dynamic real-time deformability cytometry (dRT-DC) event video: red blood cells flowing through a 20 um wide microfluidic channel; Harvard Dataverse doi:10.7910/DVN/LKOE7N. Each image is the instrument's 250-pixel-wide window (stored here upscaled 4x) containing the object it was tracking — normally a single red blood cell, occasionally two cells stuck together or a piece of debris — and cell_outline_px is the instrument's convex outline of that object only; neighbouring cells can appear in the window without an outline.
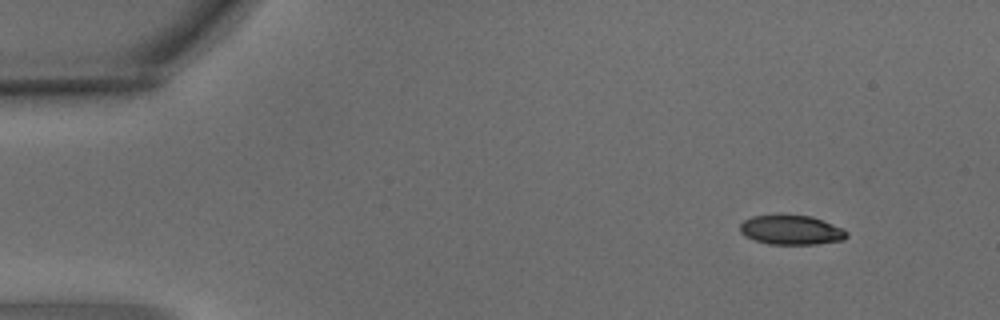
{"species": "common noctule bat (a hibernating species)", "species_latin": "Nyctalus noctula", "temperature_condition": "warm", "stored_images_in_passage": 3, "camera_frame_rate_fps": 3000, "um_per_image_px": 0.085, "animal": {"sex": "male", "body_mass_g": 15.6}, "frame": {"image": 1, "passage_image": 1, "time_ms": 0.0, "image_size_px": [1000, 320], "cell_outline_px": [[848, 236], [844, 240], [816, 244], [768, 244], [744, 236], [740, 232], [740, 224], [744, 220], [752, 216], [812, 216], [832, 224], [848, 232]], "centroid_in_image_um": [67.25, 19.57], "position_along_channel_um": 17.7, "area_um2": 18.03}}
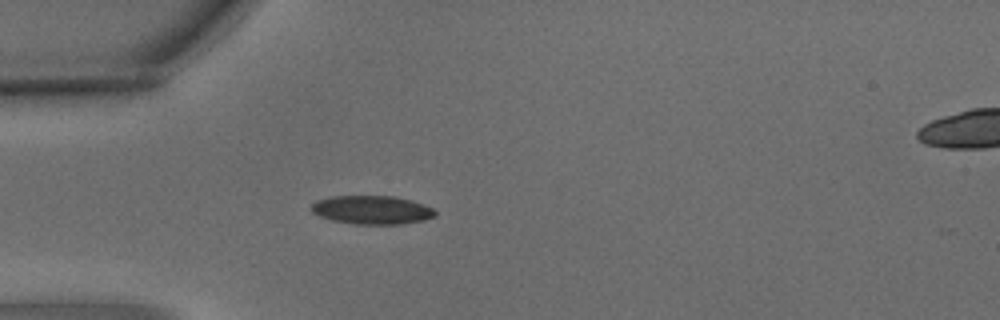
{"frame": {"image": 2, "passage_image": 3, "time_ms": 0.667, "image_size_px": [1000, 320], "cell_outline_px": [[436, 216], [424, 220], [400, 224], [356, 224], [332, 220], [320, 216], [312, 212], [312, 204], [316, 200], [328, 196], [392, 196], [412, 200], [424, 204], [432, 208], [436, 212]], "centroid_in_image_um": [31.62, 17.83], "position_along_channel_um": 53.4, "area_um2": 20.63}}